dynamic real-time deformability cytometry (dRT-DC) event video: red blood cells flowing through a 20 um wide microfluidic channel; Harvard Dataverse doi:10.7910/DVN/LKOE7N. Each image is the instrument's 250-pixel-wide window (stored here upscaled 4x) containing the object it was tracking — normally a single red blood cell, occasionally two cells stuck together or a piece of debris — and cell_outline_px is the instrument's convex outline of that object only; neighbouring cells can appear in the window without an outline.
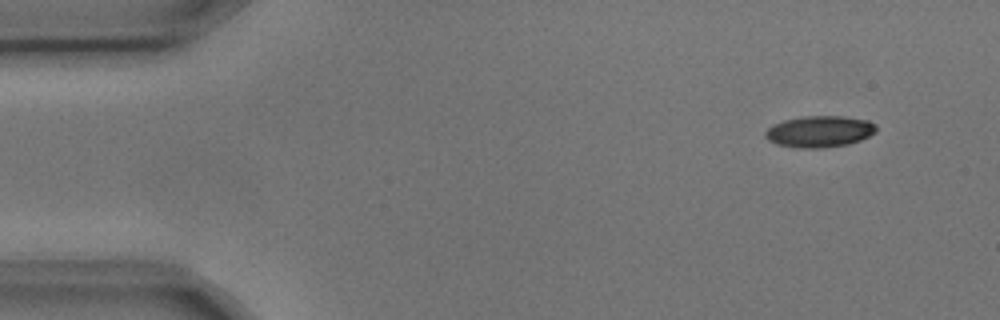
{"species": "common noctule bat (a hibernating species)", "species_latin": "Nyctalus noctula", "temperature_condition": "cold", "stored_images_in_passage": 3, "camera_frame_rate_fps": 3000, "um_per_image_px": 0.085, "animal": {"sex": "male", "body_mass_g": 17.9, "forearm_length_mm": 54.2}, "frame": {"image": 1, "passage_image": 1, "time_ms": 0.0, "image_size_px": [1000, 320], "cell_outline_px": [[876, 132], [860, 140], [848, 144], [820, 148], [796, 148], [776, 144], [768, 140], [764, 136], [764, 132], [772, 124], [784, 120], [804, 116], [844, 116], [868, 120], [876, 124]], "centroid_in_image_um": [69.64, 11.18], "position_along_channel_um": 15.4, "area_um2": 20.46}}